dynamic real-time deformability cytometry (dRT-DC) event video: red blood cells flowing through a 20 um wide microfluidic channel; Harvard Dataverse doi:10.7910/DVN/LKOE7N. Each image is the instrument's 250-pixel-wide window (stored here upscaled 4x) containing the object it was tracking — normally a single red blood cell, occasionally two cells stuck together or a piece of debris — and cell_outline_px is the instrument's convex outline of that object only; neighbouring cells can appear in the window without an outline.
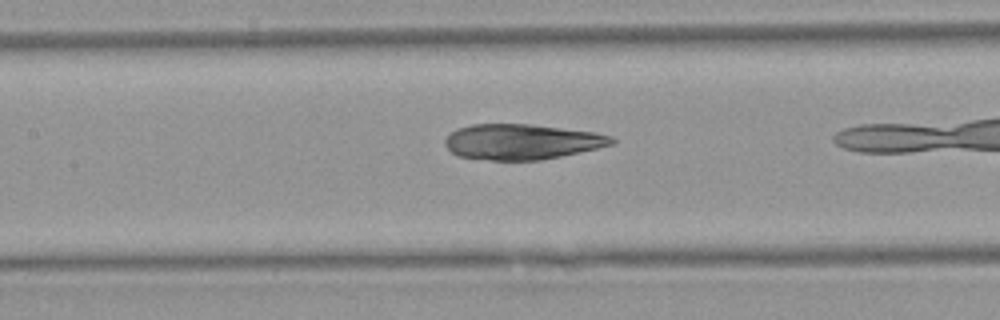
{"species": "Egyptian fruit bat (a non-hibernating species)", "species_latin": "Rousettus aegyptiacus", "temperature_condition": "warm", "stored_images_in_passage": 36, "camera_frame_rate_fps": 3000, "um_per_image_px": 0.085, "animal": {"sex": "female"}, "frame": {"image": 1, "passage_image": 19, "time_ms": 6.0, "image_size_px": [1000, 320], "cell_outline_px": [[616, 140], [612, 144], [596, 148], [560, 156], [540, 160], [492, 160], [460, 156], [452, 152], [444, 144], [444, 140], [456, 128], [472, 124], [532, 124], [596, 132], [612, 136]], "centroid_in_image_um": [44.35, 12.03], "position_along_channel_um": 163.1, "area_um2": 34.22}}
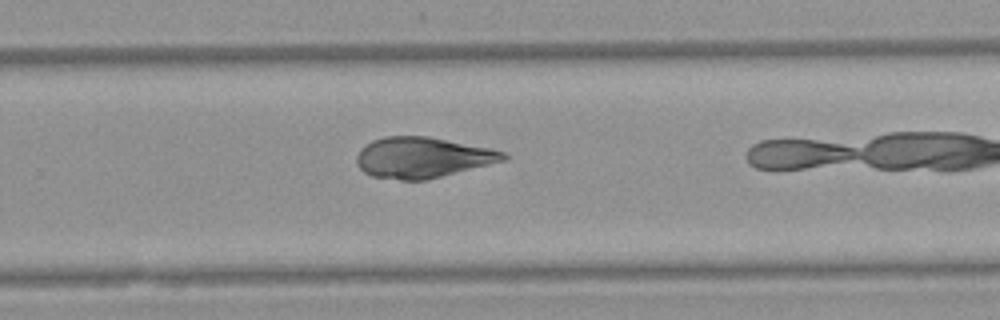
{"frame": {"image": 2, "passage_image": 29, "time_ms": 9.333, "image_size_px": [1000, 320], "cell_outline_px": [[508, 156], [504, 160], [424, 180], [400, 180], [372, 176], [364, 172], [356, 164], [356, 156], [360, 148], [364, 144], [372, 140], [384, 136], [428, 136], [492, 148], [508, 152]], "centroid_in_image_um": [35.87, 13.37], "position_along_channel_um": 293.9, "area_um2": 34.8}}
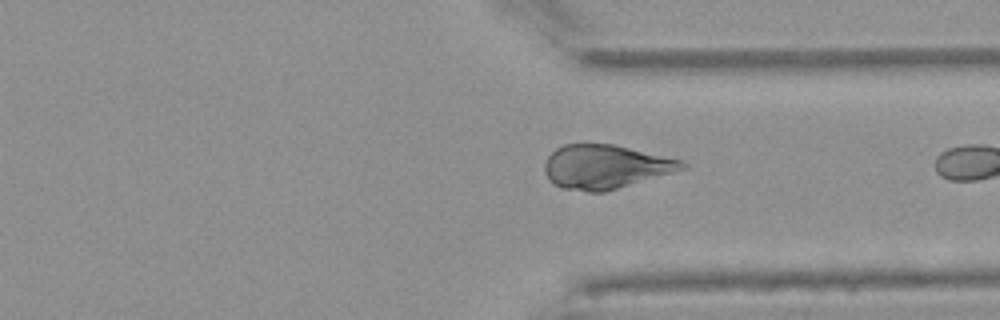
{"frame": {"image": 3, "passage_image": 34, "time_ms": 11.0, "image_size_px": [1000, 320], "cell_outline_px": [[688, 168], [604, 192], [588, 192], [560, 188], [548, 180], [544, 172], [544, 164], [548, 156], [556, 148], [564, 144], [612, 144], [680, 160], [688, 164]], "centroid_in_image_um": [51.42, 14.19], "position_along_channel_um": 360.0, "area_um2": 35.08}}